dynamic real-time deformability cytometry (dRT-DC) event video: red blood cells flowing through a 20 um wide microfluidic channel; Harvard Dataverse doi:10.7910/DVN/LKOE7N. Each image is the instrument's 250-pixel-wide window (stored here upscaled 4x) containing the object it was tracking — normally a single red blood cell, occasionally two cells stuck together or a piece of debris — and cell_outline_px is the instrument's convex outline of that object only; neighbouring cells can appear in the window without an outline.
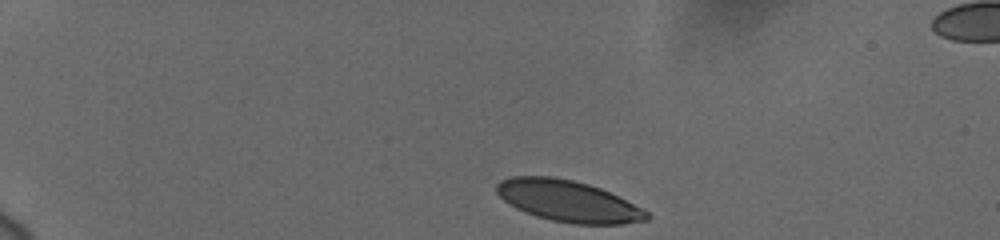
{"species": "human", "species_latin": "Homo sapiens", "temperature_condition": "cold", "stored_images_in_passage": 26, "camera_frame_rate_fps": 3000, "um_per_image_px": 0.085, "donor": {"sex": "female"}, "frame": {"image": 1, "passage_image": 1, "time_ms": 0.0, "image_size_px": [1000, 240], "cell_outline_px": [[652, 216], [648, 220], [624, 224], [572, 224], [552, 220], [536, 216], [516, 208], [508, 204], [496, 192], [496, 184], [500, 180], [512, 176], [552, 176], [572, 180], [588, 184], [600, 188], [644, 208]], "centroid_in_image_um": [48.31, 17.09], "position_along_channel_um": 36.7, "area_um2": 36.3}}
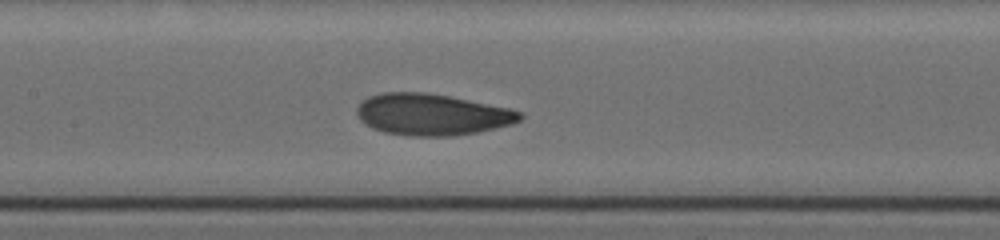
{"frame": {"image": 2, "passage_image": 15, "time_ms": 6.0, "image_size_px": [1000, 240], "cell_outline_px": [[524, 116], [520, 120], [512, 124], [496, 128], [476, 132], [452, 136], [408, 136], [384, 132], [372, 128], [364, 124], [360, 120], [356, 112], [356, 108], [368, 96], [380, 92], [428, 92], [508, 108], [524, 112]], "centroid_in_image_um": [36.69, 9.73], "position_along_channel_um": 170.7, "area_um2": 39.54}}
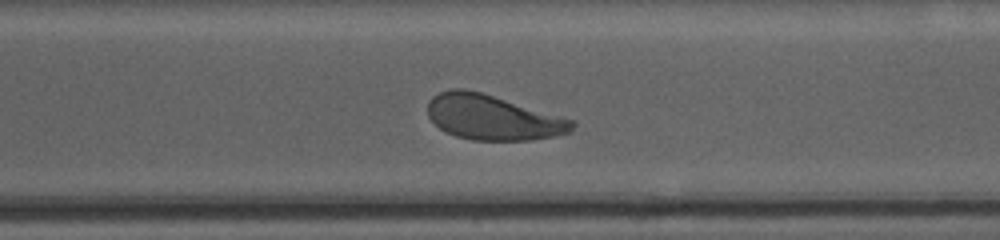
{"frame": {"image": 3, "passage_image": 26, "time_ms": 10.333, "image_size_px": [1000, 240], "cell_outline_px": [[576, 124], [572, 132], [532, 140], [472, 140], [456, 136], [440, 128], [428, 116], [428, 100], [432, 96], [440, 92], [452, 88], [464, 88], [480, 92], [572, 120]], "centroid_in_image_um": [41.84, 9.98], "position_along_channel_um": 328.8, "area_um2": 37.4}}